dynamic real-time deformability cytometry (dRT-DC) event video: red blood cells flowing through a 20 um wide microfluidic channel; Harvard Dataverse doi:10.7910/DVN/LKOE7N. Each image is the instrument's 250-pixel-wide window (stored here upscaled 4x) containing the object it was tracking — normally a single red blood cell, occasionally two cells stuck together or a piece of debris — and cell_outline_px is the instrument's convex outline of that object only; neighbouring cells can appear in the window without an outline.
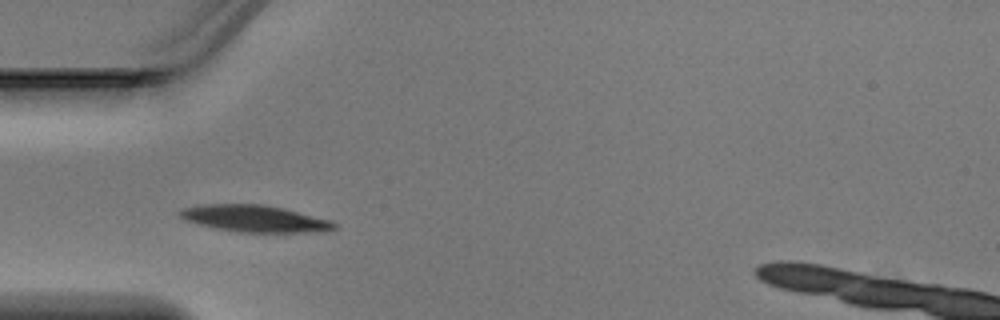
{"species": "Egyptian fruit bat (a non-hibernating species)", "species_latin": "Rousettus aegyptiacus", "temperature_condition": "warm", "stored_images_in_passage": 2, "camera_frame_rate_fps": 3000, "um_per_image_px": 0.085, "animal": {"sex": "male"}, "frame": {"image": 1, "passage_image": 1, "time_ms": 0.0, "image_size_px": [1000, 320], "cell_outline_px": [[340, 228], [328, 232], [240, 232], [216, 228], [196, 224], [184, 220], [176, 212], [180, 208], [204, 204], [264, 204], [284, 208], [332, 220]], "centroid_in_image_um": [21.68, 18.58], "position_along_channel_um": 63.3, "area_um2": 24.57}}
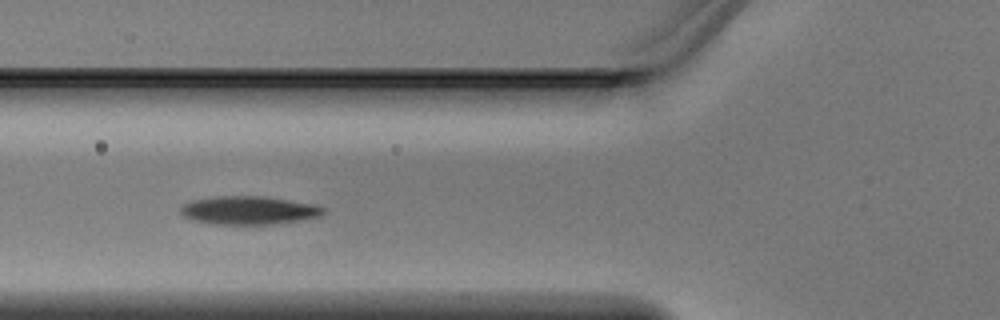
{"frame": {"image": 2, "passage_image": 2, "time_ms": 0.333, "image_size_px": [1000, 320], "cell_outline_px": [[324, 212], [320, 216], [272, 224], [212, 224], [192, 220], [180, 216], [180, 208], [184, 204], [192, 200], [216, 196], [264, 196], [316, 204], [324, 208]], "centroid_in_image_um": [21.09, 17.87], "position_along_channel_um": 104.7, "area_um2": 23.58}}